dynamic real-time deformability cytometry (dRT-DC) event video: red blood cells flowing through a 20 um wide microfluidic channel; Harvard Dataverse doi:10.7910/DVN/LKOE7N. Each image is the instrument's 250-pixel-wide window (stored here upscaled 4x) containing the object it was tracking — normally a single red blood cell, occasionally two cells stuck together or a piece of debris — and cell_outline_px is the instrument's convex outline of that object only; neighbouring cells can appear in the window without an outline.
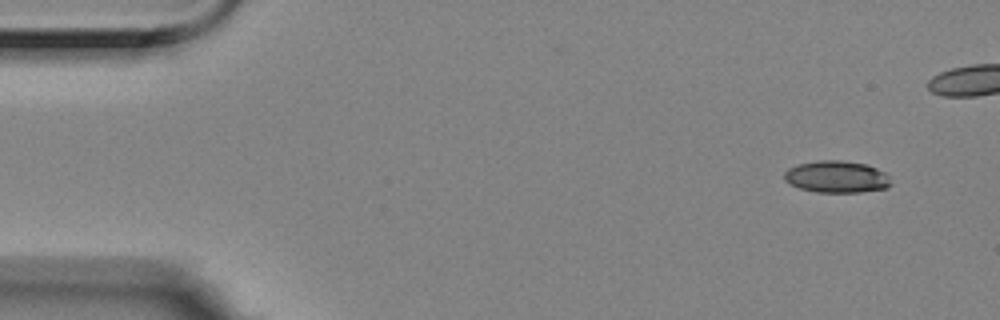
{"species": "Egyptian fruit bat (a non-hibernating species)", "species_latin": "Rousettus aegyptiacus", "temperature_condition": "room temperature", "stored_images_in_passage": 3, "camera_frame_rate_fps": 3000, "um_per_image_px": 0.085, "animal": {"sex": "female"}, "frame": {"image": 1, "passage_image": 3, "time_ms": 0.667, "image_size_px": [1000, 320], "cell_outline_px": [[892, 184], [888, 188], [860, 192], [816, 192], [800, 188], [788, 184], [784, 180], [784, 172], [788, 168], [796, 164], [816, 160], [840, 160], [868, 164], [884, 172], [888, 176]], "centroid_in_image_um": [71.09, 15.02], "position_along_channel_um": 13.9, "area_um2": 20.11}}